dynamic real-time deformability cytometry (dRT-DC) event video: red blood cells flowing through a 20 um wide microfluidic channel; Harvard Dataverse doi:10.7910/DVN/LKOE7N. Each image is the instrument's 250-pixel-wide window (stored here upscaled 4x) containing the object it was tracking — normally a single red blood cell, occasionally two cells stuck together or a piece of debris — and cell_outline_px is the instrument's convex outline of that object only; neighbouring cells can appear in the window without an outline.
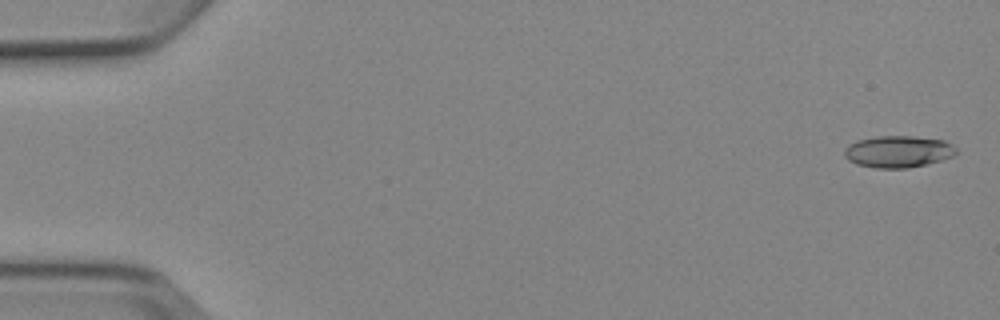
{"species": "Egyptian fruit bat (a non-hibernating species)", "species_latin": "Rousettus aegyptiacus", "temperature_condition": "cold", "stored_images_in_passage": 4, "camera_frame_rate_fps": 3000, "um_per_image_px": 0.085, "animal": {"sex": "female"}, "frame": {"image": 1, "passage_image": 1, "time_ms": 0.0, "image_size_px": [1000, 320], "cell_outline_px": [[956, 152], [952, 156], [928, 164], [908, 168], [876, 168], [856, 164], [848, 160], [844, 156], [844, 148], [848, 144], [856, 140], [876, 136], [916, 136], [944, 140], [952, 144], [956, 148]], "centroid_in_image_um": [76.31, 12.88], "position_along_channel_um": 8.7, "area_um2": 20.92}}
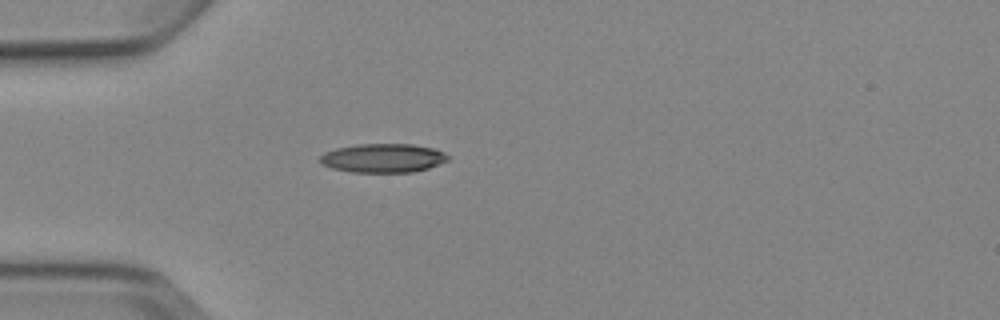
{"frame": {"image": 2, "passage_image": 4, "time_ms": 4.667, "image_size_px": [1000, 320], "cell_outline_px": [[448, 160], [440, 164], [428, 168], [412, 172], [352, 172], [332, 168], [320, 164], [320, 156], [324, 152], [336, 148], [360, 144], [412, 144], [432, 148], [444, 152], [448, 156]], "centroid_in_image_um": [32.54, 13.44], "position_along_channel_um": 52.5, "area_um2": 21.5}}